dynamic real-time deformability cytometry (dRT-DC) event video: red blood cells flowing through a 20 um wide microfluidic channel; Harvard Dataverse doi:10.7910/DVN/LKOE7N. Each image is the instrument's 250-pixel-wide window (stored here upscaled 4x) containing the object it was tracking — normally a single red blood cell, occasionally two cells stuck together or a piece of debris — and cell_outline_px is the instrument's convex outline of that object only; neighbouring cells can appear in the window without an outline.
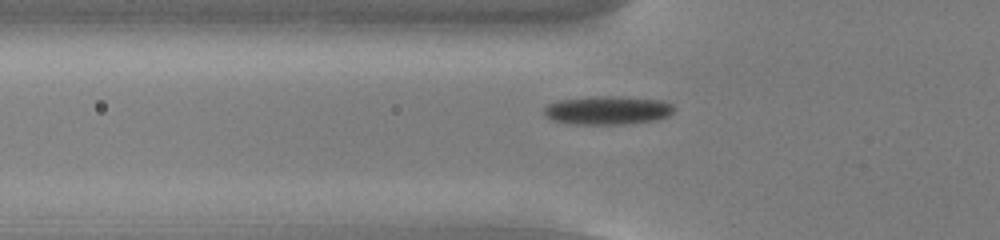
{"species": "common noctule bat (a hibernating species)", "species_latin": "Nyctalus noctula", "temperature_condition": "cold", "stored_images_in_passage": 49, "camera_frame_rate_fps": 3000, "um_per_image_px": 0.085, "animal": {"sex": "male", "body_mass_g": 13.0, "forearm_length_mm": 53.1}, "frame": {"image": 1, "passage_image": 14, "time_ms": 4.333, "image_size_px": [1000, 240], "cell_outline_px": [[676, 108], [668, 116], [656, 120], [624, 124], [576, 124], [552, 120], [544, 116], [544, 108], [548, 104], [560, 100], [588, 96], [612, 96], [660, 100], [672, 104]], "centroid_in_image_um": [51.63, 9.37], "position_along_channel_um": 74.2, "area_um2": 21.62}}
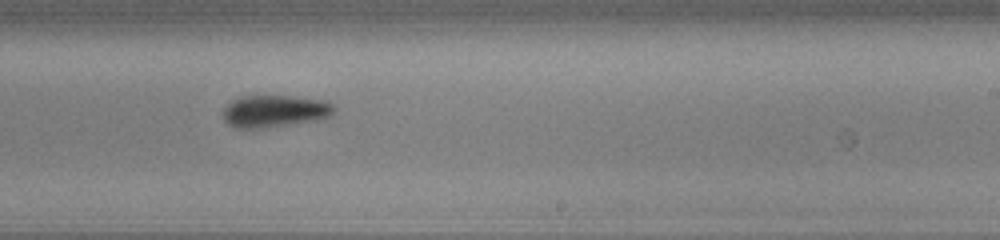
{"frame": {"image": 2, "passage_image": 29, "time_ms": 9.333, "image_size_px": [1000, 240], "cell_outline_px": [[336, 112], [324, 120], [264, 128], [232, 128], [224, 120], [224, 108], [232, 100], [240, 96], [296, 96], [328, 100], [336, 108]], "centroid_in_image_um": [23.43, 9.45], "position_along_channel_um": 265.6, "area_um2": 21.39}}
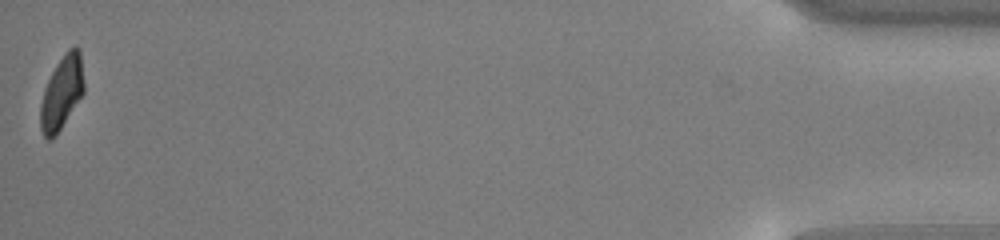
{"frame": {"image": 3, "passage_image": 49, "time_ms": 16.0, "image_size_px": [1000, 240], "cell_outline_px": [[84, 92], [60, 128], [48, 140], [44, 136], [40, 128], [40, 104], [44, 88], [56, 64], [68, 48], [76, 44], [80, 48], [84, 80]], "centroid_in_image_um": [5.26, 7.79], "position_along_channel_um": 429.9, "area_um2": 18.44}, "authors_computed_cell_mechanics": {"area_um2": 20.2878, "velocity_mm_per_s": 3.844, "shape_relaxation_time_tau1_ms": 2.3144, "shape_relaxation_time_tau2_ms": null, "deformation_change_tau1": 0.0828, "deformation_change_tau2": null}}